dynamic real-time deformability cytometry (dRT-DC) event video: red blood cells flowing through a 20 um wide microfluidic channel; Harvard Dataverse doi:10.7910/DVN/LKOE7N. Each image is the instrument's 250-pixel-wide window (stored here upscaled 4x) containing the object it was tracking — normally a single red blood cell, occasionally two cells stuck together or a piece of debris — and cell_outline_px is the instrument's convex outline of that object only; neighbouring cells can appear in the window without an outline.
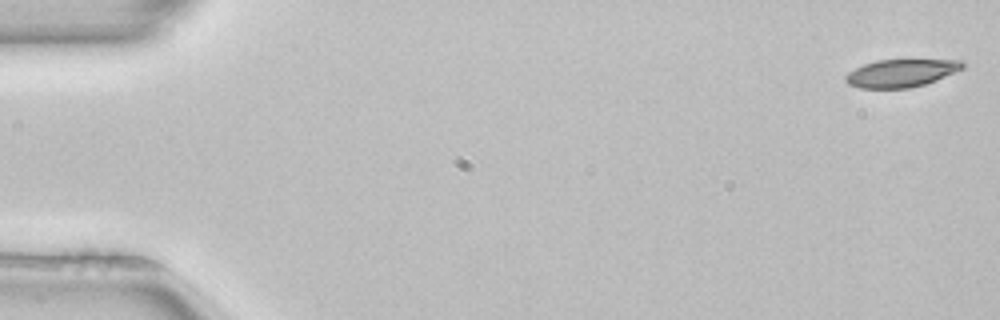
{"species": "common noctule bat (a hibernating species)", "species_latin": "Nyctalus noctula", "temperature_condition": "room temperature", "stored_images_in_passage": 14, "camera_frame_rate_fps": 3000, "um_per_image_px": 0.085, "animal": {"sex": "female", "body_mass_g": 22.7, "forearm_length_mm": 54.2}, "frame": {"image": 1, "passage_image": 1, "time_ms": 0.0, "image_size_px": [1000, 320], "cell_outline_px": [[964, 68], [956, 72], [936, 80], [924, 84], [908, 88], [860, 88], [848, 84], [844, 80], [844, 76], [848, 72], [864, 64], [876, 60], [964, 60]], "centroid_in_image_um": [76.59, 6.21], "position_along_channel_um": 8.4, "area_um2": 18.9}}
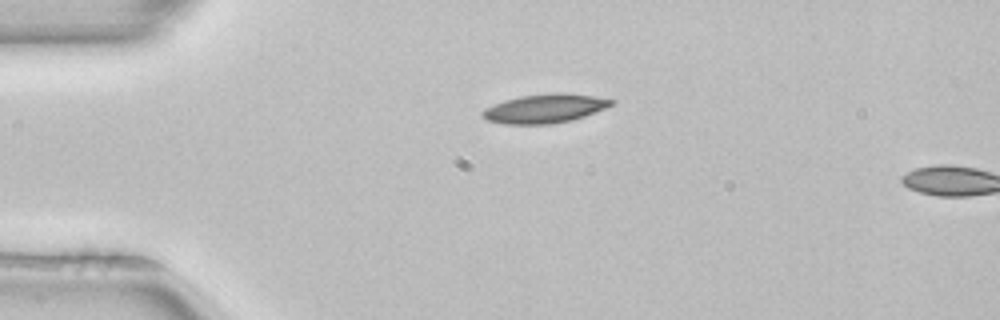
{"frame": {"image": 2, "passage_image": 12, "time_ms": 3.667, "image_size_px": [1000, 320], "cell_outline_px": [[612, 104], [604, 108], [584, 116], [572, 120], [552, 124], [504, 124], [488, 120], [480, 116], [480, 112], [484, 108], [504, 100], [520, 96], [592, 96], [612, 100]], "centroid_in_image_um": [46.16, 9.29], "position_along_channel_um": 38.8, "area_um2": 20.46}}